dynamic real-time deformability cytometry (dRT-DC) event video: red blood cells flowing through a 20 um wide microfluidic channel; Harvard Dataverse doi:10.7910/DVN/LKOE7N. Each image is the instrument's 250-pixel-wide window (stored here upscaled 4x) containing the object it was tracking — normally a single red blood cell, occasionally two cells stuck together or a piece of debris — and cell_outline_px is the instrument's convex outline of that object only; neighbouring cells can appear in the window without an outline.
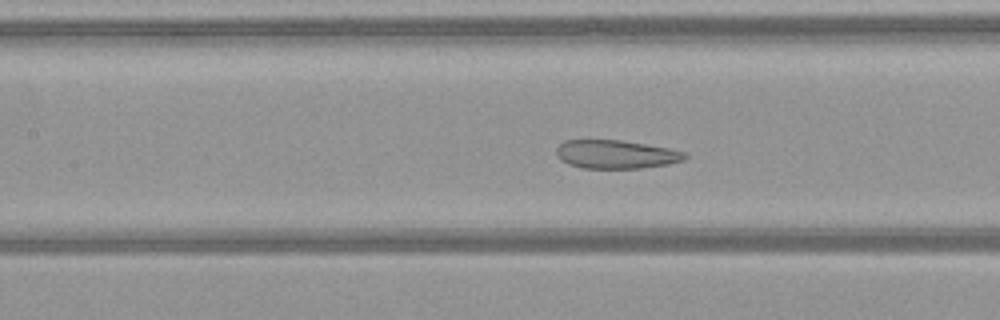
{"species": "common noctule bat (a hibernating species)", "species_latin": "Nyctalus noctula", "temperature_condition": "warm", "stored_images_in_passage": 25, "camera_frame_rate_fps": 3000, "um_per_image_px": 0.085, "animal": {"sex": "female", "body_mass_g": 21.9}, "frame": {"image": 1, "passage_image": 25, "time_ms": 8.0, "image_size_px": [1000, 320], "cell_outline_px": [[688, 156], [684, 160], [668, 164], [640, 168], [580, 168], [568, 164], [560, 160], [556, 156], [556, 148], [564, 140], [620, 140], [668, 148], [688, 152]], "centroid_in_image_um": [52.34, 13.12], "position_along_channel_um": 155.1, "area_um2": 21.44}}